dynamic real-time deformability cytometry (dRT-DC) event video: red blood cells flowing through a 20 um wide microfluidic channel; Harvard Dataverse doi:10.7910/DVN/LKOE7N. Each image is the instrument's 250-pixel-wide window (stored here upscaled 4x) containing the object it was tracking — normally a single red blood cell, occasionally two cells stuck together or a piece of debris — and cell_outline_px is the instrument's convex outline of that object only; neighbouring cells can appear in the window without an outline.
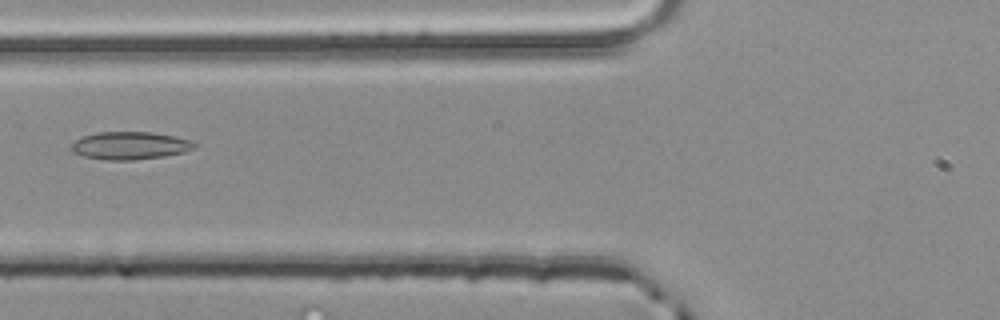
{"species": "common noctule bat (a hibernating species)", "species_latin": "Nyctalus noctula", "temperature_condition": "room temperature", "stored_images_in_passage": 3, "camera_frame_rate_fps": 3000, "um_per_image_px": 0.085, "animal": {"sex": "male", "body_mass_g": 20.4}, "frame": {"image": 1, "passage_image": 3, "time_ms": 0.667, "image_size_px": [1000, 320], "cell_outline_px": [[196, 148], [184, 152], [164, 156], [132, 160], [104, 160], [84, 156], [76, 152], [72, 148], [72, 144], [76, 140], [84, 136], [96, 132], [152, 132], [192, 140], [196, 144]], "centroid_in_image_um": [11.09, 12.37], "position_along_channel_um": 114.7, "area_um2": 19.71}}